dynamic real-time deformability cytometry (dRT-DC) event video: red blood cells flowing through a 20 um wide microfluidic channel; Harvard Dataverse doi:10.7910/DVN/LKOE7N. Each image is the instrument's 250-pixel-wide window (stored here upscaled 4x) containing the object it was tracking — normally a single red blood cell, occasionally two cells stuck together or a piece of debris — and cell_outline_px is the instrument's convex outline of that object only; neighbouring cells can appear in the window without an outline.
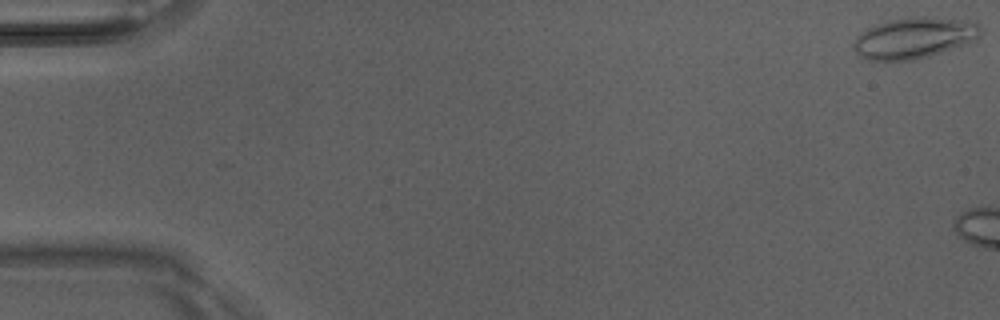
{"species": "Egyptian fruit bat (a non-hibernating species)", "species_latin": "Rousettus aegyptiacus", "temperature_condition": "room temperature", "stored_images_in_passage": 3, "camera_frame_rate_fps": 3000, "um_per_image_px": 0.085, "animal": {"sex": "male"}, "frame": {"image": 1, "passage_image": 1, "time_ms": 0.0, "image_size_px": [1000, 320], "cell_outline_px": [[984, 28], [980, 36], [976, 40], [968, 44], [916, 60], [868, 60], [860, 56], [852, 48], [856, 36], [860, 32], [876, 24], [892, 20], [916, 16], [928, 16], [976, 20]], "centroid_in_image_um": [77.79, 3.2], "position_along_channel_um": 7.2, "area_um2": 31.04}}